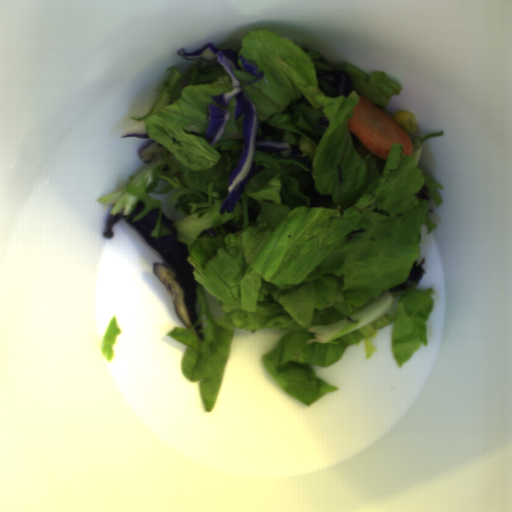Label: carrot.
Here are the masks:
<instances>
[{"label":"carrot","mask_w":512,"mask_h":512,"mask_svg":"<svg viewBox=\"0 0 512 512\" xmlns=\"http://www.w3.org/2000/svg\"><path fill=\"white\" fill-rule=\"evenodd\" d=\"M348 129L375 155L386 159L393 144H402L401 153L412 155L413 142L409 134L383 109L367 97L359 96L351 109Z\"/></svg>","instance_id":"carrot-1"}]
</instances>
